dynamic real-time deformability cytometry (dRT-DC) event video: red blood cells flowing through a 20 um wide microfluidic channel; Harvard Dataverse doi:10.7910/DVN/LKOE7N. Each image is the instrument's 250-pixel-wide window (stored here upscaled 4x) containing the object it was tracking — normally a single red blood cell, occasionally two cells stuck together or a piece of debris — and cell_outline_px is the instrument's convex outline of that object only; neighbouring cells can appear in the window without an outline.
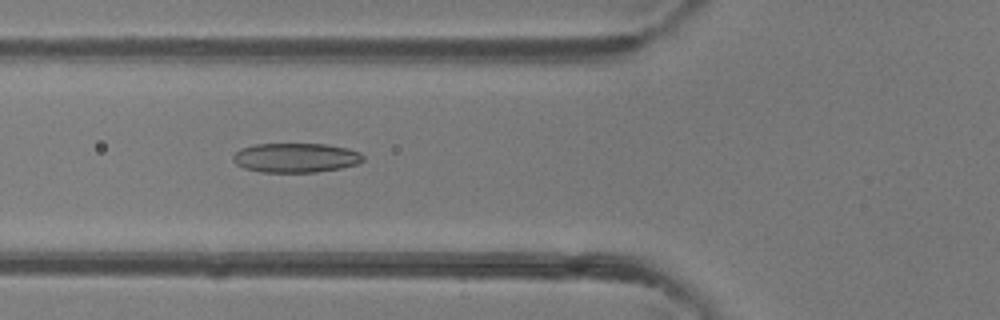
{"species": "common noctule bat (a hibernating species)", "species_latin": "Nyctalus noctula", "temperature_condition": "room temperature", "stored_images_in_passage": 47, "camera_frame_rate_fps": 3000, "um_per_image_px": 0.085, "animal": {"sex": "female"}, "frame": {"image": 1, "passage_image": 17, "time_ms": 5.333, "image_size_px": [1000, 320], "cell_outline_px": [[364, 160], [360, 164], [340, 168], [316, 172], [260, 172], [244, 168], [236, 164], [232, 160], [232, 156], [240, 148], [256, 144], [324, 144], [348, 148], [360, 152], [364, 156]], "centroid_in_image_um": [25.15, 13.41], "position_along_channel_um": 100.7, "area_um2": 22.48}}
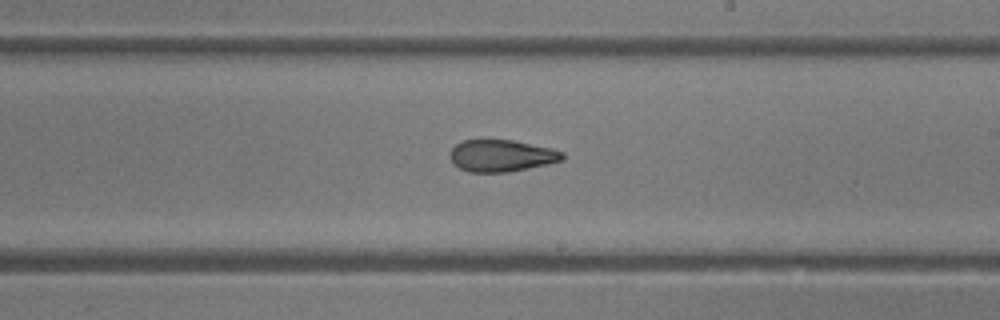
{"frame": {"image": 2, "passage_image": 27, "time_ms": 8.667, "image_size_px": [1000, 320], "cell_outline_px": [[564, 160], [548, 164], [508, 172], [468, 172], [452, 164], [452, 148], [456, 144], [464, 140], [512, 140], [552, 148], [564, 152]], "centroid_in_image_um": [42.66, 13.24], "position_along_channel_um": 246.3, "area_um2": 20.81}}
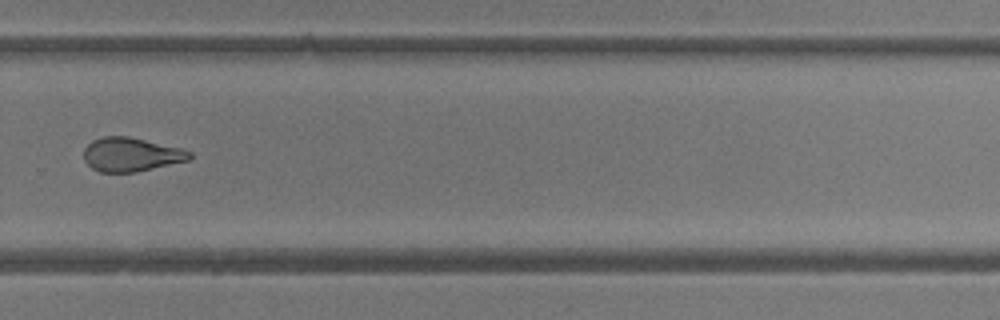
{"frame": {"image": 3, "passage_image": 32, "time_ms": 10.333, "image_size_px": [1000, 320], "cell_outline_px": [[192, 160], [136, 172], [100, 172], [92, 168], [84, 160], [84, 148], [92, 140], [104, 136], [128, 136], [184, 148], [192, 152]], "centroid_in_image_um": [11.19, 13.13], "position_along_channel_um": 318.6, "area_um2": 21.21}, "authors_computed_cell_mechanics": {"area_um2": 22.7732, "velocity_mm_per_s": 4.3581, "shape_relaxation_time_tau1_ms": null, "shape_relaxation_time_tau2_ms": 1.9106, "deformation_change_tau1": null, "deformation_change_tau2": 0.0977}}